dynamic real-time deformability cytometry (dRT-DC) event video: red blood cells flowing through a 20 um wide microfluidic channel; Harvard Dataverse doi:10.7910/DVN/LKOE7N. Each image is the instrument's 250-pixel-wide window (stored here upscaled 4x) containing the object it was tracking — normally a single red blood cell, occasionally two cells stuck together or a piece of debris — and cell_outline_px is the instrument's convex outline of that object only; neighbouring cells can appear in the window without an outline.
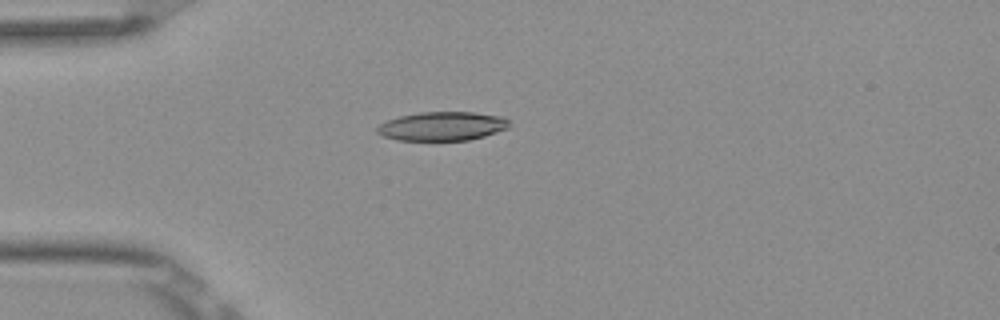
{"species": "Egyptian fruit bat (a non-hibernating species)", "species_latin": "Rousettus aegyptiacus", "temperature_condition": "room temperature", "stored_images_in_passage": 5, "camera_frame_rate_fps": 3000, "um_per_image_px": 0.085, "frame": {"image": 1, "passage_image": 4, "time_ms": 1.0, "image_size_px": [1000, 320], "cell_outline_px": [[508, 128], [484, 136], [468, 140], [396, 140], [384, 136], [376, 132], [376, 128], [380, 124], [388, 120], [400, 116], [420, 112], [472, 112], [504, 116], [508, 120]], "centroid_in_image_um": [37.59, 10.72], "position_along_channel_um": 47.4, "area_um2": 22.14}}